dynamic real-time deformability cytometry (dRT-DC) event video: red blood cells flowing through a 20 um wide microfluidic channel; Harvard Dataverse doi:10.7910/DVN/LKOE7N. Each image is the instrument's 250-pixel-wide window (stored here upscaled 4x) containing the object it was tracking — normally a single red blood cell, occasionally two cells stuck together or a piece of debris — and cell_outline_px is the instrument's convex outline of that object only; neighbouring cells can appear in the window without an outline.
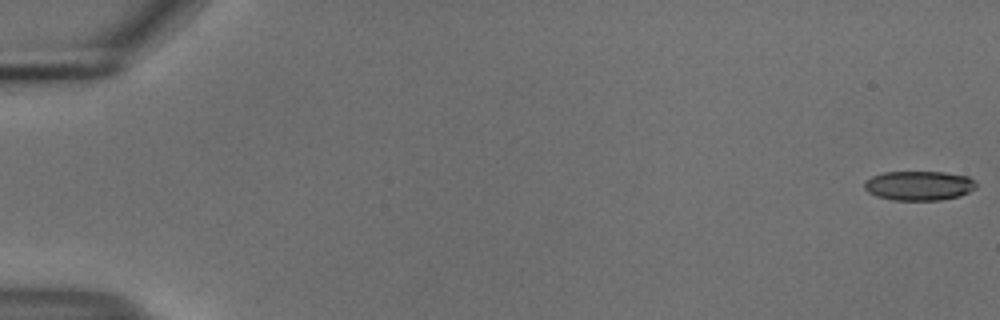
{"species": "common noctule bat (a hibernating species)", "species_latin": "Nyctalus noctula", "temperature_condition": "cold", "stored_images_in_passage": 54, "camera_frame_rate_fps": 3000, "um_per_image_px": 0.085, "animal": {"sex": "male", "body_mass_g": 18.8}, "frame": {"image": 1, "passage_image": 1, "time_ms": 0.0, "image_size_px": [1000, 320], "cell_outline_px": [[976, 188], [960, 196], [940, 200], [892, 200], [876, 196], [868, 192], [864, 188], [864, 180], [872, 176], [884, 172], [944, 172], [968, 176], [976, 184]], "centroid_in_image_um": [78.08, 15.78], "position_along_channel_um": 6.9, "area_um2": 19.25}}
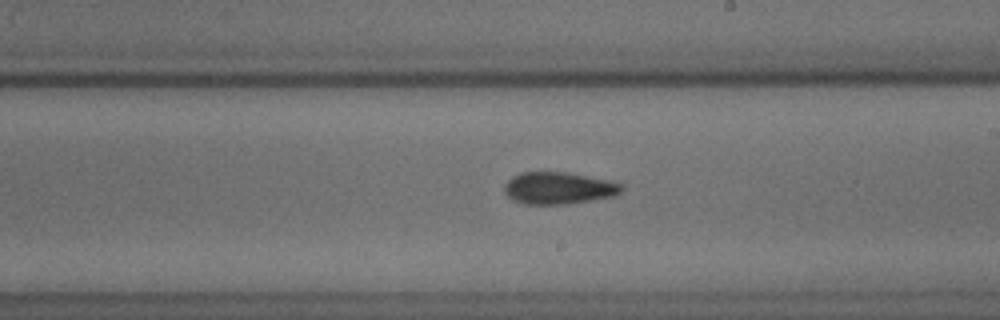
{"frame": {"image": 2, "passage_image": 33, "time_ms": 10.667, "image_size_px": [1000, 320], "cell_outline_px": [[624, 188], [620, 192], [612, 196], [564, 204], [524, 204], [512, 200], [504, 192], [504, 184], [512, 176], [520, 172], [568, 172], [608, 180], [620, 184]], "centroid_in_image_um": [47.41, 15.98], "position_along_channel_um": 241.6, "area_um2": 21.73}}
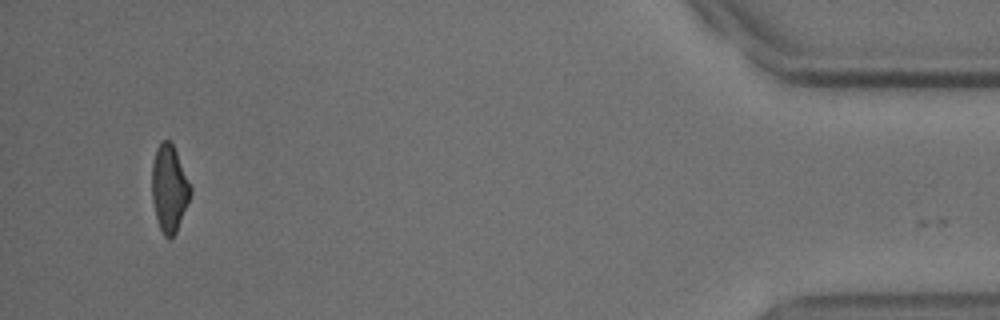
{"frame": {"image": 3, "passage_image": 53, "time_ms": 17.333, "image_size_px": [1000, 320], "cell_outline_px": [[192, 192], [176, 232], [168, 240], [164, 236], [156, 220], [152, 200], [152, 164], [156, 148], [164, 140], [168, 140], [172, 144], [176, 152], [192, 188]], "centroid_in_image_um": [14.37, 16.05], "position_along_channel_um": 420.8, "area_um2": 19.36}, "authors_computed_cell_mechanics": {"area_um2": 20.8658, "velocity_mm_per_s": 3.7187, "shape_relaxation_time_tau1_ms": null, "shape_relaxation_time_tau2_ms": 5.5189, "deformation_change_tau1": null, "deformation_change_tau2": 0.1422}}